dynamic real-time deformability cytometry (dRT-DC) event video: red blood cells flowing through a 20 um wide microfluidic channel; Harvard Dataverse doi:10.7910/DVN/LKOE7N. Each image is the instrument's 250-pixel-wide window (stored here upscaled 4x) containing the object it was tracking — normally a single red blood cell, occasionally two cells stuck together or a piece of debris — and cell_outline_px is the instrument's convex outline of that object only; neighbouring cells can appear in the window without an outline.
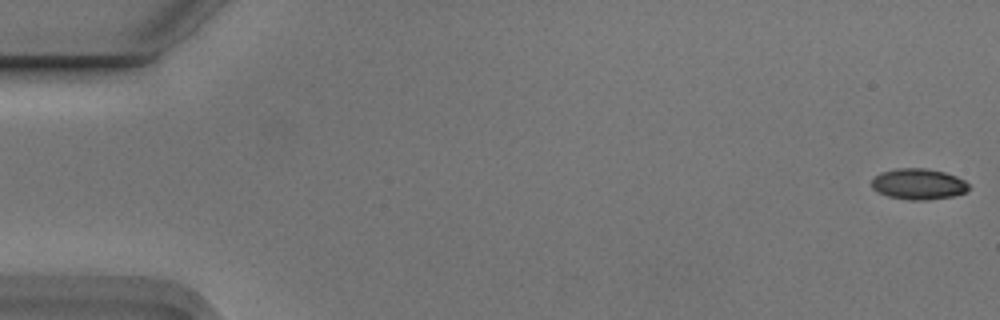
{"species": "Egyptian fruit bat (a non-hibernating species)", "species_latin": "Rousettus aegyptiacus", "temperature_condition": "cold", "stored_images_in_passage": 11, "camera_frame_rate_fps": 3000, "um_per_image_px": 0.085, "animal": {"sex": "male"}, "frame": {"image": 1, "passage_image": 1, "time_ms": 0.0, "image_size_px": [1000, 320], "cell_outline_px": [[968, 188], [964, 192], [952, 196], [928, 200], [908, 200], [888, 196], [872, 188], [872, 180], [880, 172], [896, 168], [924, 168], [944, 172], [956, 176], [964, 180], [968, 184]], "centroid_in_image_um": [78.05, 15.64], "position_along_channel_um": 6.9, "area_um2": 17.34}}
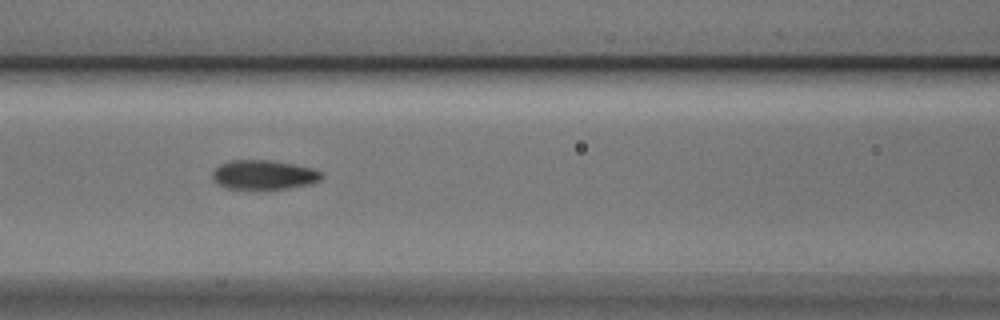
{"frame": {"image": 2, "passage_image": 7, "time_ms": 2.0, "image_size_px": [1000, 320], "cell_outline_px": [[324, 176], [320, 180], [312, 184], [288, 188], [224, 188], [212, 180], [212, 172], [220, 164], [228, 160], [272, 160], [312, 168], [320, 172]], "centroid_in_image_um": [22.4, 14.85], "position_along_channel_um": 144.2, "area_um2": 18.61}}
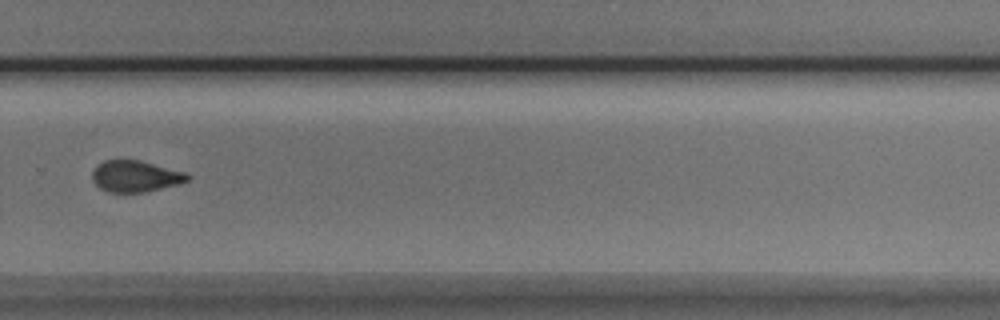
{"frame": {"image": 3, "passage_image": 11, "time_ms": 3.333, "image_size_px": [1000, 320], "cell_outline_px": [[192, 176], [188, 180], [180, 184], [144, 192], [108, 192], [100, 188], [92, 180], [92, 172], [104, 160], [140, 160], [184, 172]], "centroid_in_image_um": [11.53, 14.99], "position_along_channel_um": 318.3, "area_um2": 17.28}}